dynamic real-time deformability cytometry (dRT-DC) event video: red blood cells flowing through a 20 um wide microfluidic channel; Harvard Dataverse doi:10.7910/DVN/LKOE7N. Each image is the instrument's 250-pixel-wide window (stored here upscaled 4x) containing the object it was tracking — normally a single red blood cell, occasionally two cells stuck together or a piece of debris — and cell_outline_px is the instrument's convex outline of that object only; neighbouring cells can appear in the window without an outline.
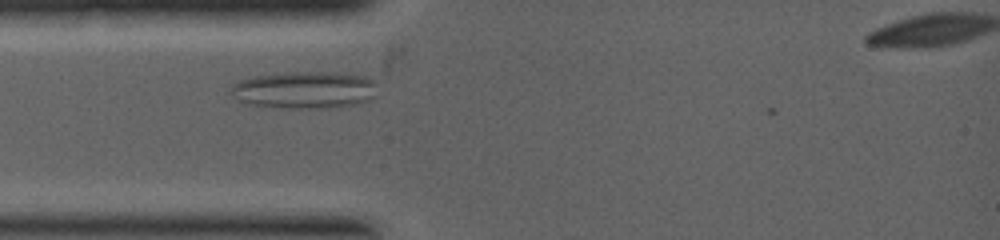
{"species": "common noctule bat (a hibernating species)", "species_latin": "Nyctalus noctula", "temperature_condition": "warm", "stored_images_in_passage": 2, "camera_frame_rate_fps": 5000, "um_per_image_px": 0.085, "animal": {"sex": "female", "body_mass_g": 19.0, "forearm_length_mm": 53.3}, "frame": {"image": 1, "passage_image": 1, "time_ms": 0.0, "image_size_px": [1000, 240], "cell_outline_px": [[376, 80], [372, 100], [352, 104], [320, 108], [276, 108], [248, 104], [240, 100], [232, 92], [232, 84], [240, 80], [256, 76], [288, 72], [332, 72], [368, 76]], "centroid_in_image_um": [25.91, 7.64], "position_along_channel_um": 59.1, "area_um2": 31.56}}